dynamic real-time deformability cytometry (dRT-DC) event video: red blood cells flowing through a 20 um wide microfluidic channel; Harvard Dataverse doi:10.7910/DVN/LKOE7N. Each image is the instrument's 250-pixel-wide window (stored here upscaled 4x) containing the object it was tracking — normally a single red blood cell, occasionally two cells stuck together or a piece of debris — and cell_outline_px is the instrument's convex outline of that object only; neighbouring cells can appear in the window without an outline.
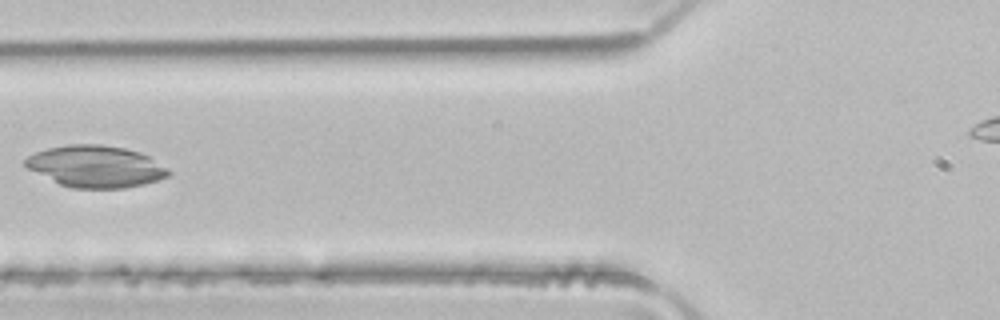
{"species": "common noctule bat (a hibernating species)", "species_latin": "Nyctalus noctula", "temperature_condition": "room temperature", "stored_images_in_passage": 6, "camera_frame_rate_fps": 3000, "um_per_image_px": 0.085, "animal": {"sex": "male", "body_mass_g": 21.5, "forearm_length_mm": 52.0}, "frame": {"image": 1, "passage_image": 5, "time_ms": 1.333, "image_size_px": [1000, 320], "cell_outline_px": [[172, 172], [168, 176], [160, 180], [144, 184], [124, 188], [72, 188], [60, 184], [28, 168], [24, 164], [24, 160], [28, 156], [36, 152], [48, 148], [68, 144], [100, 144], [124, 148], [140, 152], [148, 156], [168, 168]], "centroid_in_image_um": [8.17, 14.14], "position_along_channel_um": 117.6, "area_um2": 34.74}}
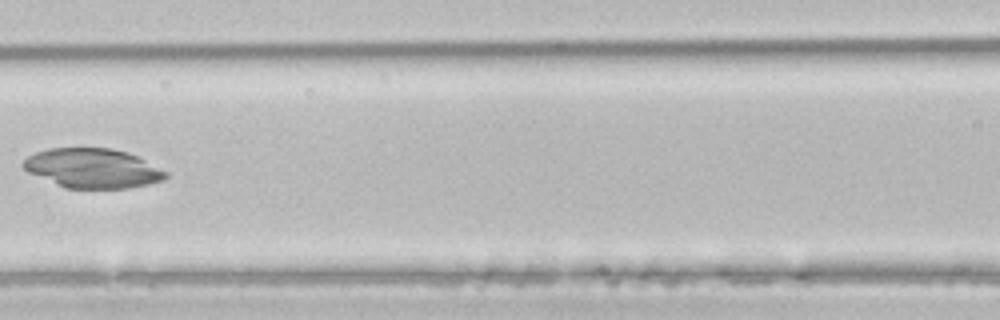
{"frame": {"image": 2, "passage_image": 6, "time_ms": 1.667, "image_size_px": [1000, 320], "cell_outline_px": [[168, 176], [164, 180], [148, 184], [128, 188], [64, 188], [28, 172], [20, 164], [28, 156], [36, 152], [48, 148], [112, 148], [128, 152], [168, 172]], "centroid_in_image_um": [7.86, 14.3], "position_along_channel_um": 158.7, "area_um2": 32.77}}